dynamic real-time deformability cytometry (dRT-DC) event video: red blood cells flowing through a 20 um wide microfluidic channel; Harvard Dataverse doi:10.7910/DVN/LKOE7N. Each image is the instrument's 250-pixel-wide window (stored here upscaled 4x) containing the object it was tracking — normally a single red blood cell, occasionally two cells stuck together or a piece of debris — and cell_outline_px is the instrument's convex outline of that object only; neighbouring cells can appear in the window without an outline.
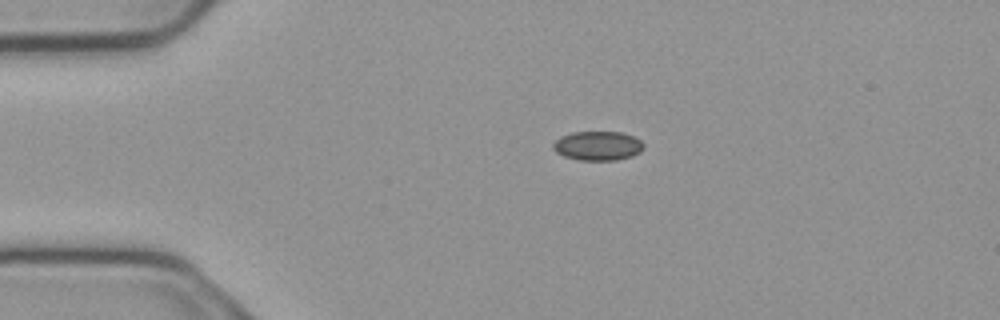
{"species": "common noctule bat (a hibernating species)", "species_latin": "Nyctalus noctula", "temperature_condition": "cold", "stored_images_in_passage": 2, "camera_frame_rate_fps": 3000, "um_per_image_px": 0.085, "animal": {"sex": "male", "body_mass_g": 23.1, "forearm_length_mm": 52.7}, "frame": {"image": 1, "passage_image": 1, "time_ms": 0.0, "image_size_px": [1000, 320], "cell_outline_px": [[644, 148], [640, 152], [632, 156], [616, 160], [580, 160], [564, 156], [556, 152], [552, 148], [552, 144], [560, 136], [572, 132], [620, 132], [632, 136], [640, 140], [644, 144]], "centroid_in_image_um": [50.8, 12.39], "position_along_channel_um": 34.2, "area_um2": 15.43}}